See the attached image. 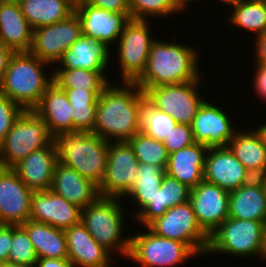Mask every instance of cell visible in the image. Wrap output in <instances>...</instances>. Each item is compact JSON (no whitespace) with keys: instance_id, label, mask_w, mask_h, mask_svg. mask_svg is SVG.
Segmentation results:
<instances>
[{"instance_id":"23","label":"cell","mask_w":266,"mask_h":267,"mask_svg":"<svg viewBox=\"0 0 266 267\" xmlns=\"http://www.w3.org/2000/svg\"><path fill=\"white\" fill-rule=\"evenodd\" d=\"M110 49L104 42L91 36L82 35L66 52L55 66L57 69H88L107 71L112 57ZM61 64V65H60Z\"/></svg>"},{"instance_id":"48","label":"cell","mask_w":266,"mask_h":267,"mask_svg":"<svg viewBox=\"0 0 266 267\" xmlns=\"http://www.w3.org/2000/svg\"><path fill=\"white\" fill-rule=\"evenodd\" d=\"M14 54V51L8 47L0 44V87L3 82L4 74L7 70L11 56Z\"/></svg>"},{"instance_id":"9","label":"cell","mask_w":266,"mask_h":267,"mask_svg":"<svg viewBox=\"0 0 266 267\" xmlns=\"http://www.w3.org/2000/svg\"><path fill=\"white\" fill-rule=\"evenodd\" d=\"M150 20L130 19L119 39L115 52L121 73L119 82H135L144 72L152 43Z\"/></svg>"},{"instance_id":"49","label":"cell","mask_w":266,"mask_h":267,"mask_svg":"<svg viewBox=\"0 0 266 267\" xmlns=\"http://www.w3.org/2000/svg\"><path fill=\"white\" fill-rule=\"evenodd\" d=\"M194 1H200V0H172V3L175 7V9L180 13H183L187 10V7L191 2Z\"/></svg>"},{"instance_id":"39","label":"cell","mask_w":266,"mask_h":267,"mask_svg":"<svg viewBox=\"0 0 266 267\" xmlns=\"http://www.w3.org/2000/svg\"><path fill=\"white\" fill-rule=\"evenodd\" d=\"M161 186L163 187L164 207L167 210L189 201L191 189L166 173L163 176Z\"/></svg>"},{"instance_id":"41","label":"cell","mask_w":266,"mask_h":267,"mask_svg":"<svg viewBox=\"0 0 266 267\" xmlns=\"http://www.w3.org/2000/svg\"><path fill=\"white\" fill-rule=\"evenodd\" d=\"M167 212L164 207L163 187L155 193L152 200L133 218L140 226L147 227L156 218Z\"/></svg>"},{"instance_id":"6","label":"cell","mask_w":266,"mask_h":267,"mask_svg":"<svg viewBox=\"0 0 266 267\" xmlns=\"http://www.w3.org/2000/svg\"><path fill=\"white\" fill-rule=\"evenodd\" d=\"M228 254L238 258L253 256L264 261L266 256V225L262 221L228 217L209 235L206 256Z\"/></svg>"},{"instance_id":"19","label":"cell","mask_w":266,"mask_h":267,"mask_svg":"<svg viewBox=\"0 0 266 267\" xmlns=\"http://www.w3.org/2000/svg\"><path fill=\"white\" fill-rule=\"evenodd\" d=\"M74 12L81 23L82 34L104 42L107 46L116 45L130 18L124 13L112 12L83 2Z\"/></svg>"},{"instance_id":"50","label":"cell","mask_w":266,"mask_h":267,"mask_svg":"<svg viewBox=\"0 0 266 267\" xmlns=\"http://www.w3.org/2000/svg\"><path fill=\"white\" fill-rule=\"evenodd\" d=\"M256 133L259 135L262 144L266 147V123L260 124L256 129L254 128Z\"/></svg>"},{"instance_id":"22","label":"cell","mask_w":266,"mask_h":267,"mask_svg":"<svg viewBox=\"0 0 266 267\" xmlns=\"http://www.w3.org/2000/svg\"><path fill=\"white\" fill-rule=\"evenodd\" d=\"M50 190L81 209L93 204L100 197L97 184L59 161L54 169Z\"/></svg>"},{"instance_id":"38","label":"cell","mask_w":266,"mask_h":267,"mask_svg":"<svg viewBox=\"0 0 266 267\" xmlns=\"http://www.w3.org/2000/svg\"><path fill=\"white\" fill-rule=\"evenodd\" d=\"M129 8L131 19L136 20H148L150 17L159 18L160 16L164 18L175 13L180 15L172 0H129Z\"/></svg>"},{"instance_id":"12","label":"cell","mask_w":266,"mask_h":267,"mask_svg":"<svg viewBox=\"0 0 266 267\" xmlns=\"http://www.w3.org/2000/svg\"><path fill=\"white\" fill-rule=\"evenodd\" d=\"M82 35L80 20L74 12L65 20L35 28L29 52L55 67L63 53Z\"/></svg>"},{"instance_id":"51","label":"cell","mask_w":266,"mask_h":267,"mask_svg":"<svg viewBox=\"0 0 266 267\" xmlns=\"http://www.w3.org/2000/svg\"><path fill=\"white\" fill-rule=\"evenodd\" d=\"M0 267H37L36 264H16V263H5Z\"/></svg>"},{"instance_id":"16","label":"cell","mask_w":266,"mask_h":267,"mask_svg":"<svg viewBox=\"0 0 266 267\" xmlns=\"http://www.w3.org/2000/svg\"><path fill=\"white\" fill-rule=\"evenodd\" d=\"M189 202L198 224L210 235L228 217L229 192L203 180L190 190Z\"/></svg>"},{"instance_id":"46","label":"cell","mask_w":266,"mask_h":267,"mask_svg":"<svg viewBox=\"0 0 266 267\" xmlns=\"http://www.w3.org/2000/svg\"><path fill=\"white\" fill-rule=\"evenodd\" d=\"M255 63L266 64V33L255 38Z\"/></svg>"},{"instance_id":"47","label":"cell","mask_w":266,"mask_h":267,"mask_svg":"<svg viewBox=\"0 0 266 267\" xmlns=\"http://www.w3.org/2000/svg\"><path fill=\"white\" fill-rule=\"evenodd\" d=\"M37 267H74L68 258L54 259V258H38L36 262Z\"/></svg>"},{"instance_id":"43","label":"cell","mask_w":266,"mask_h":267,"mask_svg":"<svg viewBox=\"0 0 266 267\" xmlns=\"http://www.w3.org/2000/svg\"><path fill=\"white\" fill-rule=\"evenodd\" d=\"M85 2L112 12L124 13L131 19L129 0H85Z\"/></svg>"},{"instance_id":"52","label":"cell","mask_w":266,"mask_h":267,"mask_svg":"<svg viewBox=\"0 0 266 267\" xmlns=\"http://www.w3.org/2000/svg\"><path fill=\"white\" fill-rule=\"evenodd\" d=\"M219 1L223 2L224 5L226 4L231 9V6H234V5L242 2L243 0H219Z\"/></svg>"},{"instance_id":"27","label":"cell","mask_w":266,"mask_h":267,"mask_svg":"<svg viewBox=\"0 0 266 267\" xmlns=\"http://www.w3.org/2000/svg\"><path fill=\"white\" fill-rule=\"evenodd\" d=\"M229 217L262 221L266 225V196L259 178L229 192Z\"/></svg>"},{"instance_id":"36","label":"cell","mask_w":266,"mask_h":267,"mask_svg":"<svg viewBox=\"0 0 266 267\" xmlns=\"http://www.w3.org/2000/svg\"><path fill=\"white\" fill-rule=\"evenodd\" d=\"M127 142L132 147L139 163L158 165L166 169L169 154L162 141L139 131Z\"/></svg>"},{"instance_id":"11","label":"cell","mask_w":266,"mask_h":267,"mask_svg":"<svg viewBox=\"0 0 266 267\" xmlns=\"http://www.w3.org/2000/svg\"><path fill=\"white\" fill-rule=\"evenodd\" d=\"M147 227L158 236L185 243L198 257L206 255L209 235L198 224L189 201L168 209Z\"/></svg>"},{"instance_id":"35","label":"cell","mask_w":266,"mask_h":267,"mask_svg":"<svg viewBox=\"0 0 266 267\" xmlns=\"http://www.w3.org/2000/svg\"><path fill=\"white\" fill-rule=\"evenodd\" d=\"M177 122L167 113L157 109L146 98L140 106L139 127L144 134L163 141L167 137Z\"/></svg>"},{"instance_id":"20","label":"cell","mask_w":266,"mask_h":267,"mask_svg":"<svg viewBox=\"0 0 266 267\" xmlns=\"http://www.w3.org/2000/svg\"><path fill=\"white\" fill-rule=\"evenodd\" d=\"M68 259L74 267H111L112 253L100 245L80 222L64 230Z\"/></svg>"},{"instance_id":"10","label":"cell","mask_w":266,"mask_h":267,"mask_svg":"<svg viewBox=\"0 0 266 267\" xmlns=\"http://www.w3.org/2000/svg\"><path fill=\"white\" fill-rule=\"evenodd\" d=\"M201 80L140 88L146 99L157 109L170 115L177 123L191 125L195 114L205 101L199 91Z\"/></svg>"},{"instance_id":"5","label":"cell","mask_w":266,"mask_h":267,"mask_svg":"<svg viewBox=\"0 0 266 267\" xmlns=\"http://www.w3.org/2000/svg\"><path fill=\"white\" fill-rule=\"evenodd\" d=\"M120 202L122 203V198L120 201V198L100 196L93 204L82 208L81 223L113 255L118 252V255L127 258L130 236L124 237V216L127 215L124 214L125 210Z\"/></svg>"},{"instance_id":"28","label":"cell","mask_w":266,"mask_h":267,"mask_svg":"<svg viewBox=\"0 0 266 267\" xmlns=\"http://www.w3.org/2000/svg\"><path fill=\"white\" fill-rule=\"evenodd\" d=\"M238 130L228 144L241 164L258 178L266 173V147L254 129Z\"/></svg>"},{"instance_id":"44","label":"cell","mask_w":266,"mask_h":267,"mask_svg":"<svg viewBox=\"0 0 266 267\" xmlns=\"http://www.w3.org/2000/svg\"><path fill=\"white\" fill-rule=\"evenodd\" d=\"M255 72L254 79V86L253 90L255 91L256 97H259L261 101L266 103V64L262 63H255V67L253 69Z\"/></svg>"},{"instance_id":"34","label":"cell","mask_w":266,"mask_h":267,"mask_svg":"<svg viewBox=\"0 0 266 267\" xmlns=\"http://www.w3.org/2000/svg\"><path fill=\"white\" fill-rule=\"evenodd\" d=\"M63 90L73 108V132L93 133L98 98L85 88Z\"/></svg>"},{"instance_id":"13","label":"cell","mask_w":266,"mask_h":267,"mask_svg":"<svg viewBox=\"0 0 266 267\" xmlns=\"http://www.w3.org/2000/svg\"><path fill=\"white\" fill-rule=\"evenodd\" d=\"M139 164L127 141L109 142L106 172L98 186L100 196L123 198L134 184Z\"/></svg>"},{"instance_id":"42","label":"cell","mask_w":266,"mask_h":267,"mask_svg":"<svg viewBox=\"0 0 266 267\" xmlns=\"http://www.w3.org/2000/svg\"><path fill=\"white\" fill-rule=\"evenodd\" d=\"M24 110L4 95L0 94V145L15 120Z\"/></svg>"},{"instance_id":"54","label":"cell","mask_w":266,"mask_h":267,"mask_svg":"<svg viewBox=\"0 0 266 267\" xmlns=\"http://www.w3.org/2000/svg\"><path fill=\"white\" fill-rule=\"evenodd\" d=\"M71 4H73L75 7L79 4H82L85 2V0H68Z\"/></svg>"},{"instance_id":"21","label":"cell","mask_w":266,"mask_h":267,"mask_svg":"<svg viewBox=\"0 0 266 267\" xmlns=\"http://www.w3.org/2000/svg\"><path fill=\"white\" fill-rule=\"evenodd\" d=\"M57 162L56 146L52 141L48 146L31 152L13 169L30 190L46 191L51 188Z\"/></svg>"},{"instance_id":"30","label":"cell","mask_w":266,"mask_h":267,"mask_svg":"<svg viewBox=\"0 0 266 267\" xmlns=\"http://www.w3.org/2000/svg\"><path fill=\"white\" fill-rule=\"evenodd\" d=\"M18 2L33 30L65 20L75 10V6L68 0H19Z\"/></svg>"},{"instance_id":"8","label":"cell","mask_w":266,"mask_h":267,"mask_svg":"<svg viewBox=\"0 0 266 267\" xmlns=\"http://www.w3.org/2000/svg\"><path fill=\"white\" fill-rule=\"evenodd\" d=\"M144 232L130 236L127 259L141 267H178L197 255L185 244L177 240L154 234L148 227Z\"/></svg>"},{"instance_id":"14","label":"cell","mask_w":266,"mask_h":267,"mask_svg":"<svg viewBox=\"0 0 266 267\" xmlns=\"http://www.w3.org/2000/svg\"><path fill=\"white\" fill-rule=\"evenodd\" d=\"M205 100L191 123L194 142L207 148L228 147L238 130L226 109Z\"/></svg>"},{"instance_id":"7","label":"cell","mask_w":266,"mask_h":267,"mask_svg":"<svg viewBox=\"0 0 266 267\" xmlns=\"http://www.w3.org/2000/svg\"><path fill=\"white\" fill-rule=\"evenodd\" d=\"M52 141L44 120L33 110H24L0 145V167L13 168L31 152Z\"/></svg>"},{"instance_id":"26","label":"cell","mask_w":266,"mask_h":267,"mask_svg":"<svg viewBox=\"0 0 266 267\" xmlns=\"http://www.w3.org/2000/svg\"><path fill=\"white\" fill-rule=\"evenodd\" d=\"M207 150L205 145L194 143L169 154L165 173L189 189L195 188L204 180L203 171Z\"/></svg>"},{"instance_id":"15","label":"cell","mask_w":266,"mask_h":267,"mask_svg":"<svg viewBox=\"0 0 266 267\" xmlns=\"http://www.w3.org/2000/svg\"><path fill=\"white\" fill-rule=\"evenodd\" d=\"M32 194L13 168L0 167V225L30 220Z\"/></svg>"},{"instance_id":"40","label":"cell","mask_w":266,"mask_h":267,"mask_svg":"<svg viewBox=\"0 0 266 267\" xmlns=\"http://www.w3.org/2000/svg\"><path fill=\"white\" fill-rule=\"evenodd\" d=\"M168 154L193 145L194 138L191 125L177 123L171 133L162 141Z\"/></svg>"},{"instance_id":"3","label":"cell","mask_w":266,"mask_h":267,"mask_svg":"<svg viewBox=\"0 0 266 267\" xmlns=\"http://www.w3.org/2000/svg\"><path fill=\"white\" fill-rule=\"evenodd\" d=\"M47 66L51 67L30 52H14L4 74L0 94L23 110H33L53 83L54 74L51 71V74H46Z\"/></svg>"},{"instance_id":"53","label":"cell","mask_w":266,"mask_h":267,"mask_svg":"<svg viewBox=\"0 0 266 267\" xmlns=\"http://www.w3.org/2000/svg\"><path fill=\"white\" fill-rule=\"evenodd\" d=\"M261 180V183L265 190V196H266V173L258 177Z\"/></svg>"},{"instance_id":"24","label":"cell","mask_w":266,"mask_h":267,"mask_svg":"<svg viewBox=\"0 0 266 267\" xmlns=\"http://www.w3.org/2000/svg\"><path fill=\"white\" fill-rule=\"evenodd\" d=\"M33 29L23 15L20 3L0 0V44L14 52H29Z\"/></svg>"},{"instance_id":"29","label":"cell","mask_w":266,"mask_h":267,"mask_svg":"<svg viewBox=\"0 0 266 267\" xmlns=\"http://www.w3.org/2000/svg\"><path fill=\"white\" fill-rule=\"evenodd\" d=\"M21 226L26 230L38 258H68L64 230L33 220H27Z\"/></svg>"},{"instance_id":"25","label":"cell","mask_w":266,"mask_h":267,"mask_svg":"<svg viewBox=\"0 0 266 267\" xmlns=\"http://www.w3.org/2000/svg\"><path fill=\"white\" fill-rule=\"evenodd\" d=\"M33 111L44 120L53 138L60 133L73 132V108L65 91L55 82L46 89Z\"/></svg>"},{"instance_id":"37","label":"cell","mask_w":266,"mask_h":267,"mask_svg":"<svg viewBox=\"0 0 266 267\" xmlns=\"http://www.w3.org/2000/svg\"><path fill=\"white\" fill-rule=\"evenodd\" d=\"M38 256L26 230L21 225H12V243L7 263L36 264Z\"/></svg>"},{"instance_id":"17","label":"cell","mask_w":266,"mask_h":267,"mask_svg":"<svg viewBox=\"0 0 266 267\" xmlns=\"http://www.w3.org/2000/svg\"><path fill=\"white\" fill-rule=\"evenodd\" d=\"M203 172L205 181L228 192L238 189L254 178L229 147L208 148Z\"/></svg>"},{"instance_id":"1","label":"cell","mask_w":266,"mask_h":267,"mask_svg":"<svg viewBox=\"0 0 266 267\" xmlns=\"http://www.w3.org/2000/svg\"><path fill=\"white\" fill-rule=\"evenodd\" d=\"M113 84L98 98L93 133L108 142L128 141L140 131V106L146 97L135 82Z\"/></svg>"},{"instance_id":"45","label":"cell","mask_w":266,"mask_h":267,"mask_svg":"<svg viewBox=\"0 0 266 267\" xmlns=\"http://www.w3.org/2000/svg\"><path fill=\"white\" fill-rule=\"evenodd\" d=\"M12 243V225H0V265L7 262Z\"/></svg>"},{"instance_id":"32","label":"cell","mask_w":266,"mask_h":267,"mask_svg":"<svg viewBox=\"0 0 266 267\" xmlns=\"http://www.w3.org/2000/svg\"><path fill=\"white\" fill-rule=\"evenodd\" d=\"M165 170L153 164L140 163L136 178L133 186L129 192L122 198H131L132 202L135 203L136 210L132 213L135 217L150 200H152L155 193L160 189ZM138 206V207H137Z\"/></svg>"},{"instance_id":"33","label":"cell","mask_w":266,"mask_h":267,"mask_svg":"<svg viewBox=\"0 0 266 267\" xmlns=\"http://www.w3.org/2000/svg\"><path fill=\"white\" fill-rule=\"evenodd\" d=\"M227 22L246 32H254L255 38L266 33V0H243L232 6Z\"/></svg>"},{"instance_id":"18","label":"cell","mask_w":266,"mask_h":267,"mask_svg":"<svg viewBox=\"0 0 266 267\" xmlns=\"http://www.w3.org/2000/svg\"><path fill=\"white\" fill-rule=\"evenodd\" d=\"M81 208L51 190L34 191L31 197L30 220L66 230L81 222Z\"/></svg>"},{"instance_id":"2","label":"cell","mask_w":266,"mask_h":267,"mask_svg":"<svg viewBox=\"0 0 266 267\" xmlns=\"http://www.w3.org/2000/svg\"><path fill=\"white\" fill-rule=\"evenodd\" d=\"M152 43L143 74L135 81L139 87H157L203 79L196 46L159 38ZM199 57V58H198ZM199 61V62H198Z\"/></svg>"},{"instance_id":"4","label":"cell","mask_w":266,"mask_h":267,"mask_svg":"<svg viewBox=\"0 0 266 267\" xmlns=\"http://www.w3.org/2000/svg\"><path fill=\"white\" fill-rule=\"evenodd\" d=\"M58 161L98 186L104 179L109 142L92 132L60 133L53 138Z\"/></svg>"},{"instance_id":"31","label":"cell","mask_w":266,"mask_h":267,"mask_svg":"<svg viewBox=\"0 0 266 267\" xmlns=\"http://www.w3.org/2000/svg\"><path fill=\"white\" fill-rule=\"evenodd\" d=\"M53 70V82L61 89H86L97 98L102 94L103 89L112 81L105 71L88 69H56ZM108 78V79H107Z\"/></svg>"}]
</instances>
